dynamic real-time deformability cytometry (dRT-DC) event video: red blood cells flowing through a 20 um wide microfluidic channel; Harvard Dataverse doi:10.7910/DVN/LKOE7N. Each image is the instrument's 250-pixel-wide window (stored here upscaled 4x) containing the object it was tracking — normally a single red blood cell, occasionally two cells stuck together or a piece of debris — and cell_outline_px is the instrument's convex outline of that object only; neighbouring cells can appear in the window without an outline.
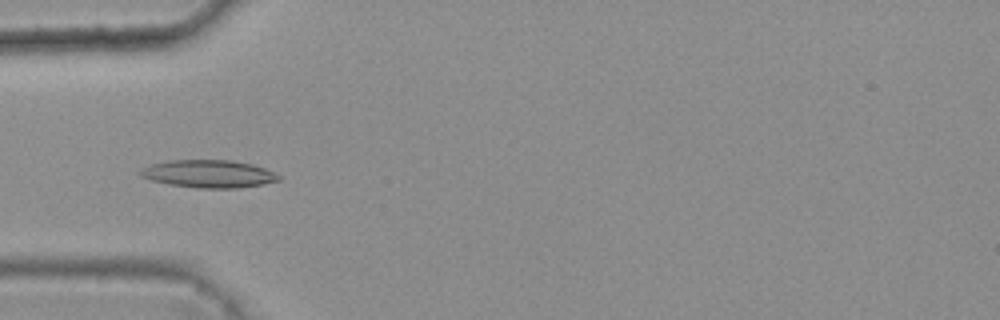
{"species": "common noctule bat (a hibernating species)", "species_latin": "Nyctalus noctula", "temperature_condition": "warm", "stored_images_in_passage": 44, "camera_frame_rate_fps": 3000, "um_per_image_px": 0.085, "animal": {"sex": "female", "body_mass_g": 25.1}, "frame": {"image": 1, "passage_image": 16, "time_ms": 5.0, "image_size_px": [1000, 320], "cell_outline_px": [[280, 180], [264, 184], [236, 188], [196, 188], [168, 184], [152, 180], [140, 176], [136, 172], [152, 164], [168, 160], [232, 160], [252, 164], [264, 168], [280, 176]], "centroid_in_image_um": [17.72, 14.78], "position_along_channel_um": 67.3, "area_um2": 22.31}}
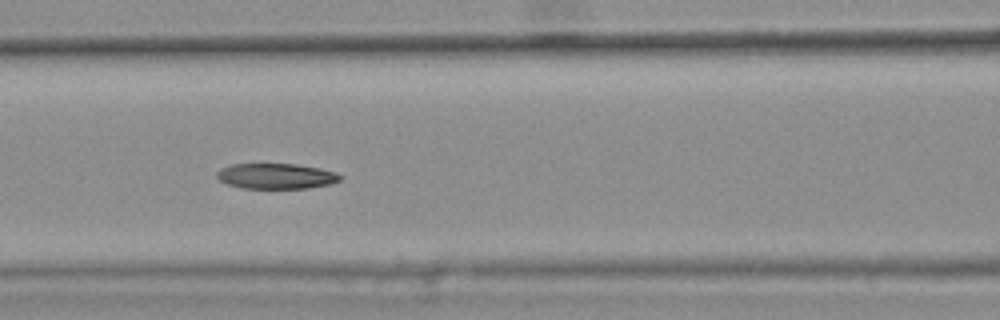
{"frame": {"image": 2, "passage_image": 22, "time_ms": 7.0, "image_size_px": [1000, 320], "cell_outline_px": [[344, 176], [340, 180], [328, 184], [308, 188], [240, 188], [228, 184], [220, 180], [216, 176], [216, 172], [220, 168], [232, 164], [296, 164], [320, 168], [336, 172]], "centroid_in_image_um": [23.47, 14.96], "position_along_channel_um": 143.1, "area_um2": 18.32}}
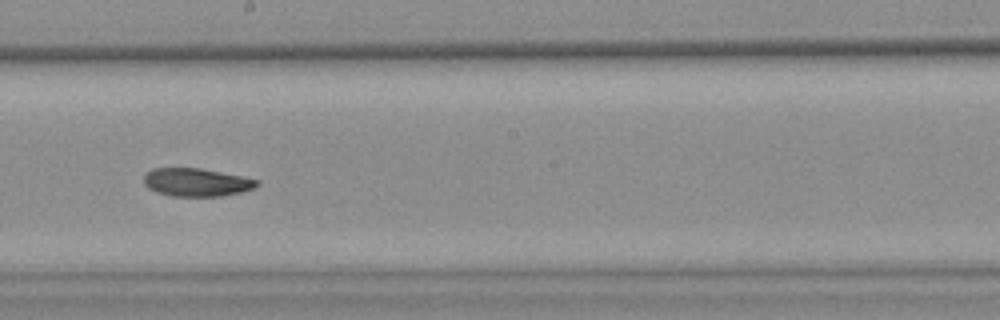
{"frame": {"image": 3, "passage_image": 29, "time_ms": 9.333, "image_size_px": [1000, 320], "cell_outline_px": [[260, 184], [256, 188], [240, 192], [220, 196], [172, 196], [156, 192], [148, 188], [144, 184], [144, 176], [152, 168], [200, 168], [244, 176], [260, 180]], "centroid_in_image_um": [16.74, 15.49], "position_along_channel_um": 231.5, "area_um2": 18.67}, "authors_computed_cell_mechanics": {"area_um2": 19.7676, "velocity_mm_per_s": 3.7951, "shape_relaxation_time_tau1_ms": 11.3223, "shape_relaxation_time_tau2_ms": 6.0531, "deformation_change_tau1": 0.2396, "deformation_change_tau2": 0.1267}}